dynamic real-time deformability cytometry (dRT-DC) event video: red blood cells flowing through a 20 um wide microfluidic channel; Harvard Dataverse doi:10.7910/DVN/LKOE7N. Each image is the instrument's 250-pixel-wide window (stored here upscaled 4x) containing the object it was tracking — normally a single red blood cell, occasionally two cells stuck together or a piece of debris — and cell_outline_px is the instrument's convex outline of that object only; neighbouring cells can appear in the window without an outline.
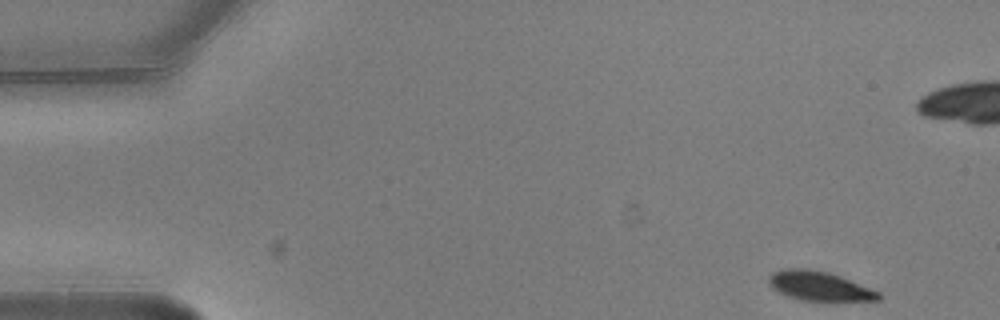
{"species": "common noctule bat (a hibernating species)", "species_latin": "Nyctalus noctula", "temperature_condition": "warm", "stored_images_in_passage": 5, "camera_frame_rate_fps": 3000, "um_per_image_px": 0.085, "animal": {"sex": "male", "body_mass_g": 20.5, "forearm_length_mm": 52.5}, "frame": {"image": 1, "passage_image": 1, "time_ms": 0.0, "image_size_px": [1000, 320], "cell_outline_px": [[880, 300], [836, 304], [800, 300], [788, 296], [772, 288], [768, 284], [768, 276], [772, 272], [784, 268], [808, 268], [828, 272], [840, 276], [880, 292]], "centroid_in_image_um": [69.68, 24.37], "position_along_channel_um": 15.3, "area_um2": 19.77}}